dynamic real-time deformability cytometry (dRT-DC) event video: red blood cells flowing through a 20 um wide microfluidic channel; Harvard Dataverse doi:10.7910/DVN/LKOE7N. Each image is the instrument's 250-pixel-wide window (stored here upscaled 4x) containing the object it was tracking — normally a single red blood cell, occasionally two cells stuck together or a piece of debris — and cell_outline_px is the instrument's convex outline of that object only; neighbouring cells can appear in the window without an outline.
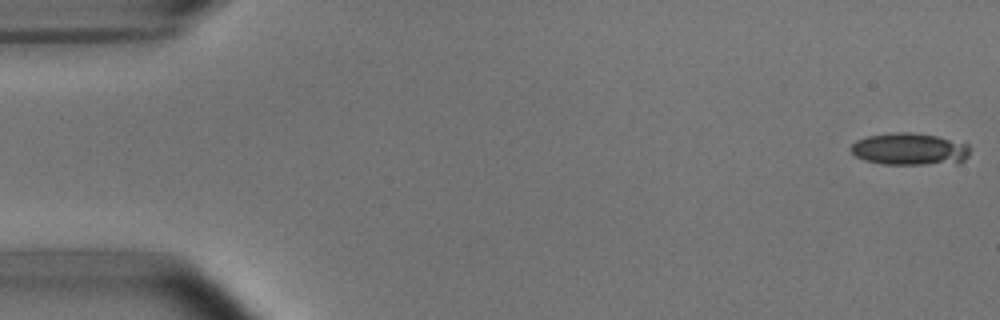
{"species": "common noctule bat (a hibernating species)", "species_latin": "Nyctalus noctula", "temperature_condition": "room temperature", "stored_images_in_passage": 13, "camera_frame_rate_fps": 3000, "um_per_image_px": 0.085, "animal": {"sex": "male", "body_mass_g": 15.6}, "frame": {"image": 1, "passage_image": 1, "time_ms": 0.0, "image_size_px": [1000, 320], "cell_outline_px": [[972, 148], [968, 156], [960, 164], [884, 164], [864, 160], [856, 156], [848, 148], [856, 140], [868, 136], [892, 132], [912, 132], [936, 136], [968, 144]], "centroid_in_image_um": [77.35, 12.68], "position_along_channel_um": 7.6, "area_um2": 22.6}}